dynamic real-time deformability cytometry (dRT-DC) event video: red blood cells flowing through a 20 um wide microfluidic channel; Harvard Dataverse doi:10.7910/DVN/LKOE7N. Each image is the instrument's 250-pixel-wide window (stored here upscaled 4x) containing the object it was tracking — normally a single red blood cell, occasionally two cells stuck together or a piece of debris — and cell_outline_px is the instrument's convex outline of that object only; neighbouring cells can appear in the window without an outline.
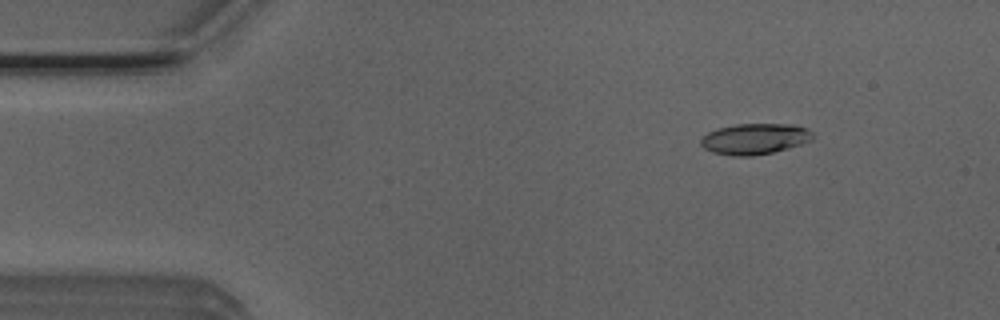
{"species": "Egyptian fruit bat (a non-hibernating species)", "species_latin": "Rousettus aegyptiacus", "temperature_condition": "room temperature", "stored_images_in_passage": 46, "camera_frame_rate_fps": 3000, "um_per_image_px": 0.085, "animal": {"sex": "male"}, "frame": {"image": 1, "passage_image": 1, "time_ms": 0.0, "image_size_px": [1000, 320], "cell_outline_px": [[812, 140], [788, 148], [772, 152], [752, 156], [732, 156], [712, 152], [704, 148], [700, 144], [700, 140], [708, 132], [716, 128], [736, 124], [792, 124], [808, 128], [812, 132]], "centroid_in_image_um": [64.13, 11.8], "position_along_channel_um": 20.9, "area_um2": 20.17}}
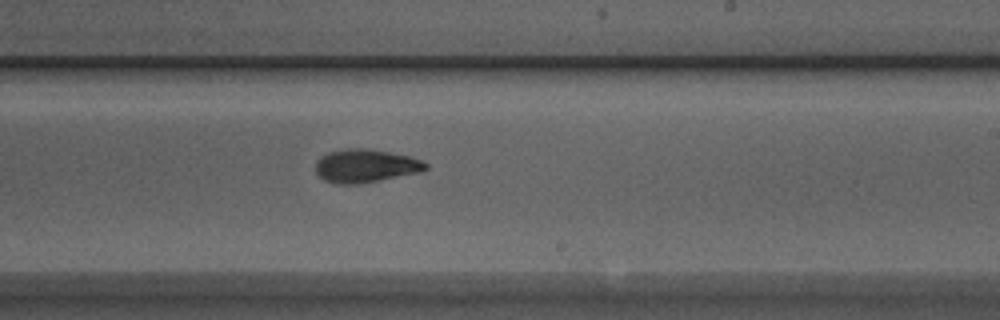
{"frame": {"image": 2, "passage_image": 25, "time_ms": 8.0, "image_size_px": [1000, 320], "cell_outline_px": [[428, 168], [420, 172], [380, 180], [356, 184], [332, 184], [324, 180], [316, 172], [316, 160], [320, 156], [328, 152], [348, 148], [364, 148], [388, 152], [408, 156], [420, 160], [428, 164]], "centroid_in_image_um": [31.03, 14.1], "position_along_channel_um": 258.0, "area_um2": 21.27}}
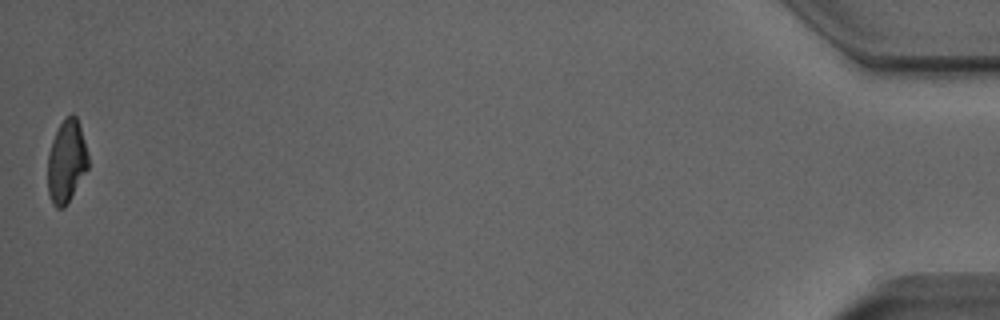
{"frame": {"image": 3, "passage_image": 46, "time_ms": 15.0, "image_size_px": [1000, 320], "cell_outline_px": [[88, 168], [64, 208], [56, 208], [52, 204], [48, 192], [48, 152], [52, 140], [60, 124], [72, 112], [76, 116], [88, 152]], "centroid_in_image_um": [5.64, 13.73], "position_along_channel_um": 429.6, "area_um2": 19.31}, "authors_computed_cell_mechanics": {"area_um2": 20.4901, "velocity_mm_per_s": 3.9255, "shape_relaxation_time_tau1_ms": 3.8636, "shape_relaxation_time_tau2_ms": 2.7047, "deformation_change_tau1": 0.1725, "deformation_change_tau2": 0.0972}}